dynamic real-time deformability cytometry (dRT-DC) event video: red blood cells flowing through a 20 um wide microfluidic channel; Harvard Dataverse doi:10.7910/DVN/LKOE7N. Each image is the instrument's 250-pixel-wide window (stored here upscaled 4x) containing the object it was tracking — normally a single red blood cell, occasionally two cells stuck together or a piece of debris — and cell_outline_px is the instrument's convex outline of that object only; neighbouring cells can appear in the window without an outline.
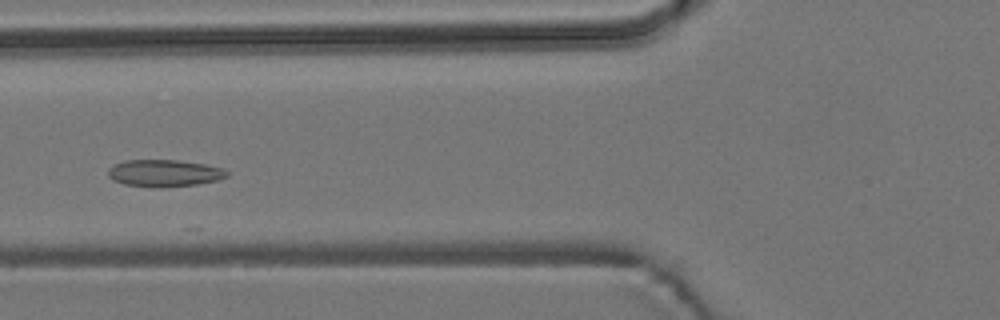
{"species": "common noctule bat (a hibernating species)", "species_latin": "Nyctalus noctula", "temperature_condition": "room temperature", "stored_images_in_passage": 6, "camera_frame_rate_fps": 3000, "um_per_image_px": 0.085, "animal": {"sex": "male", "body_mass_g": 19.2, "forearm_length_mm": 51.8}, "frame": {"image": 1, "passage_image": 4, "time_ms": 3.333, "image_size_px": [1000, 320], "cell_outline_px": [[228, 176], [216, 180], [196, 184], [160, 188], [156, 188], [124, 184], [112, 180], [108, 176], [108, 168], [124, 160], [176, 160], [204, 164], [220, 168], [228, 172]], "centroid_in_image_um": [13.91, 14.72], "position_along_channel_um": 111.9, "area_um2": 18.61}}
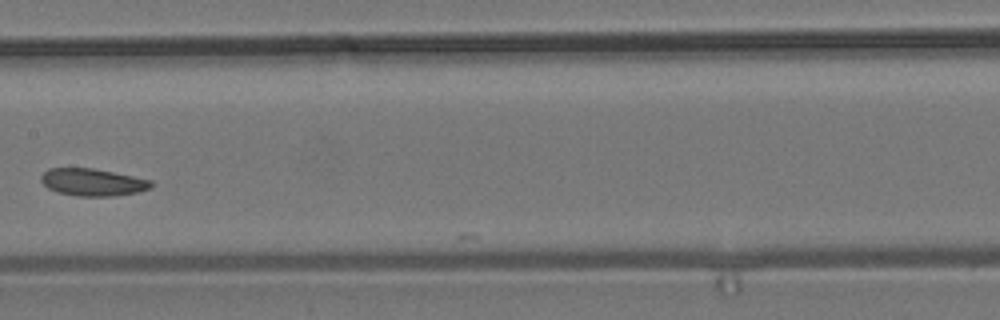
{"frame": {"image": 2, "passage_image": 6, "time_ms": 5.667, "image_size_px": [1000, 320], "cell_outline_px": [[152, 188], [136, 192], [112, 196], [76, 196], [60, 192], [48, 188], [40, 180], [40, 176], [48, 168], [92, 168], [152, 180]], "centroid_in_image_um": [7.86, 15.48], "position_along_channel_um": 199.5, "area_um2": 17.34}}